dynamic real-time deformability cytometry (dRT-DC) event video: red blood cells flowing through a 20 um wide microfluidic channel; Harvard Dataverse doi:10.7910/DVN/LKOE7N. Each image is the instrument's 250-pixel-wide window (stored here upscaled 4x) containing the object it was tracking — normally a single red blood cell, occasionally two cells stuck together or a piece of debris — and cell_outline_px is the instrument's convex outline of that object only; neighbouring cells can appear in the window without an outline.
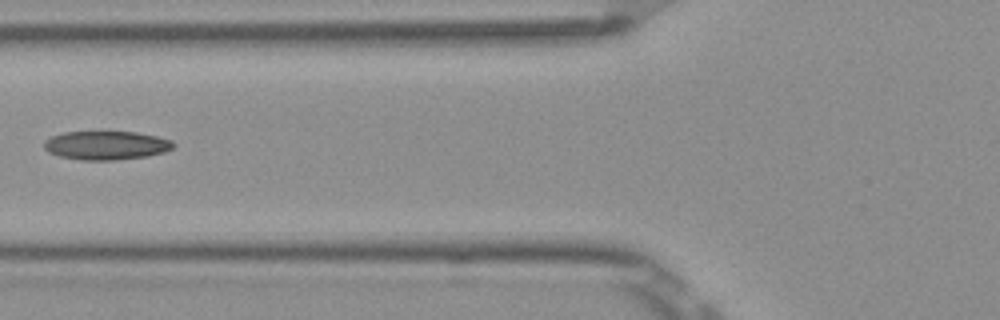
{"species": "Egyptian fruit bat (a non-hibernating species)", "species_latin": "Rousettus aegyptiacus", "temperature_condition": "room temperature", "stored_images_in_passage": 4, "camera_frame_rate_fps": 3000, "um_per_image_px": 0.085, "frame": {"image": 1, "passage_image": 3, "time_ms": 0.667, "image_size_px": [1000, 320], "cell_outline_px": [[176, 144], [172, 148], [164, 152], [148, 156], [112, 160], [80, 160], [60, 156], [48, 152], [44, 148], [44, 140], [52, 136], [64, 132], [136, 132], [156, 136], [172, 140]], "centroid_in_image_um": [9.03, 12.35], "position_along_channel_um": 116.8, "area_um2": 21.62}}
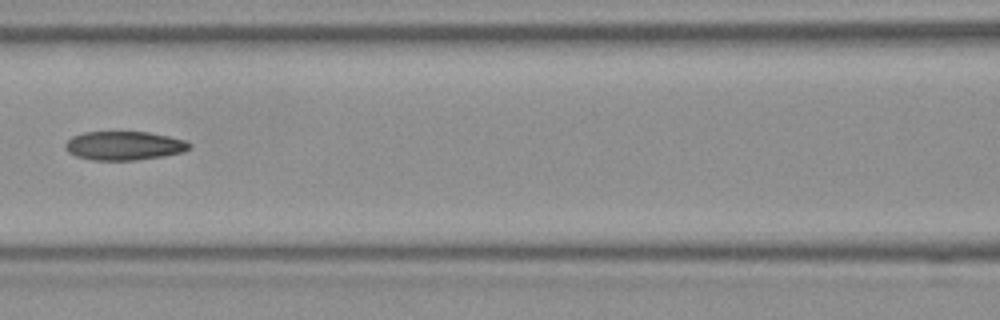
{"frame": {"image": 2, "passage_image": 4, "time_ms": 1.0, "image_size_px": [1000, 320], "cell_outline_px": [[192, 144], [184, 152], [164, 156], [136, 160], [92, 160], [76, 156], [68, 152], [64, 148], [64, 144], [72, 136], [84, 132], [148, 132], [168, 136], [184, 140]], "centroid_in_image_um": [10.53, 12.38], "position_along_channel_um": 156.1, "area_um2": 20.87}}